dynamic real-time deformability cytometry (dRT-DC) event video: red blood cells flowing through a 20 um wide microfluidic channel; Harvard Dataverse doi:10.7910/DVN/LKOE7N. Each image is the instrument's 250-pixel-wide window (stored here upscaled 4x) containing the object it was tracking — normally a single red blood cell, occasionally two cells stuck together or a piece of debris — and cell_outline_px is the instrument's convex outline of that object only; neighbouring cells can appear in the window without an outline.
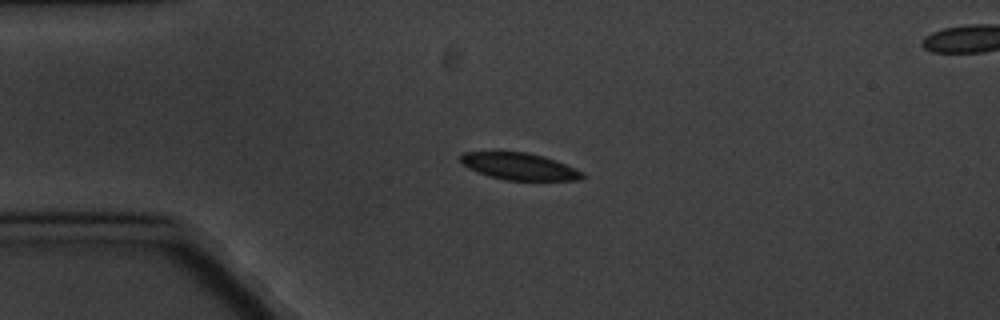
{"species": "common noctule bat (a hibernating species)", "species_latin": "Nyctalus noctula", "temperature_condition": "cold", "stored_images_in_passage": 3, "camera_frame_rate_fps": 3000, "um_per_image_px": 0.085, "animal": {"sex": "male", "body_mass_g": 20.1, "forearm_length_mm": 53.5}, "frame": {"image": 1, "passage_image": 1, "time_ms": 0.0, "image_size_px": [1000, 320], "cell_outline_px": [[584, 176], [580, 180], [504, 180], [488, 176], [468, 168], [460, 160], [460, 156], [464, 152], [528, 152], [544, 156], [556, 160], [584, 172]], "centroid_in_image_um": [44.16, 14.14], "position_along_channel_um": 40.8, "area_um2": 19.07}}